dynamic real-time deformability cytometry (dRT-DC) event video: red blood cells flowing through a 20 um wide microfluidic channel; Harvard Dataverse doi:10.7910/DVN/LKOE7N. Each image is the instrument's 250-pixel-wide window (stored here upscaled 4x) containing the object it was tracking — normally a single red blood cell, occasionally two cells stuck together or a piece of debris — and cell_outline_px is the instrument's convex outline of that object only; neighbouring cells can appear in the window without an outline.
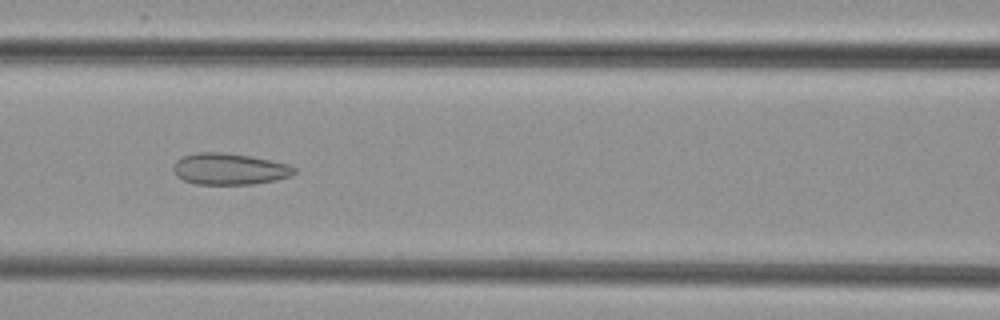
{"species": "common noctule bat (a hibernating species)", "species_latin": "Nyctalus noctula", "temperature_condition": "cold", "stored_images_in_passage": 8, "camera_frame_rate_fps": 3000, "um_per_image_px": 0.085, "animal": {"sex": "female", "body_mass_g": 29.2, "forearm_length_mm": 56.3}, "frame": {"image": 1, "passage_image": 6, "time_ms": 7.0, "image_size_px": [1000, 320], "cell_outline_px": [[296, 172], [292, 176], [276, 180], [252, 184], [196, 184], [184, 180], [176, 176], [172, 168], [176, 160], [184, 156], [196, 152], [224, 152], [252, 156], [288, 164], [296, 168]], "centroid_in_image_um": [19.51, 14.36], "position_along_channel_um": 147.1, "area_um2": 22.31}}
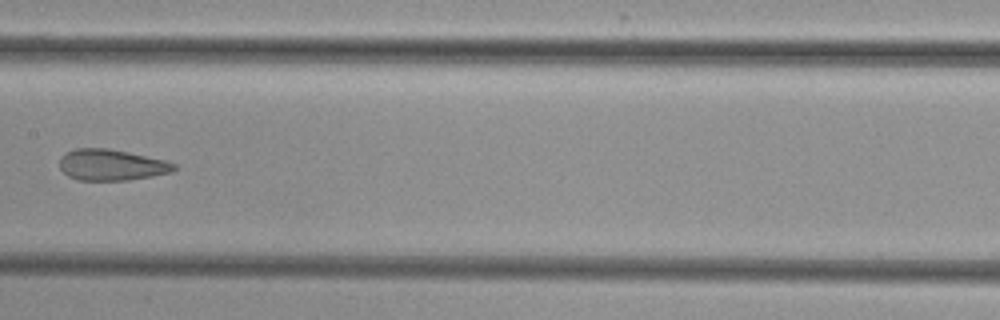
{"frame": {"image": 2, "passage_image": 7, "time_ms": 8.333, "image_size_px": [1000, 320], "cell_outline_px": [[176, 168], [172, 172], [152, 176], [128, 180], [76, 180], [68, 176], [60, 168], [60, 156], [64, 152], [76, 148], [108, 148], [128, 152], [164, 160], [176, 164]], "centroid_in_image_um": [9.44, 14.01], "position_along_channel_um": 198.0, "area_um2": 20.81}}
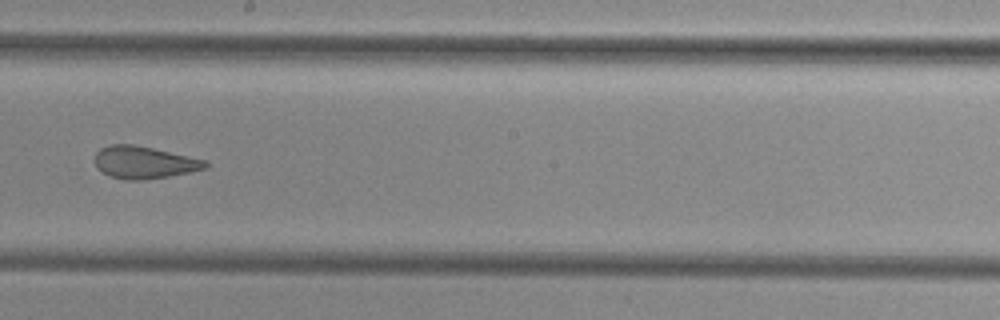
{"frame": {"image": 3, "passage_image": 8, "time_ms": 9.333, "image_size_px": [1000, 320], "cell_outline_px": [[208, 168], [192, 172], [168, 176], [140, 180], [124, 180], [112, 176], [96, 168], [96, 152], [100, 148], [108, 144], [132, 144], [152, 148], [208, 160]], "centroid_in_image_um": [12.28, 13.8], "position_along_channel_um": 235.9, "area_um2": 20.81}}